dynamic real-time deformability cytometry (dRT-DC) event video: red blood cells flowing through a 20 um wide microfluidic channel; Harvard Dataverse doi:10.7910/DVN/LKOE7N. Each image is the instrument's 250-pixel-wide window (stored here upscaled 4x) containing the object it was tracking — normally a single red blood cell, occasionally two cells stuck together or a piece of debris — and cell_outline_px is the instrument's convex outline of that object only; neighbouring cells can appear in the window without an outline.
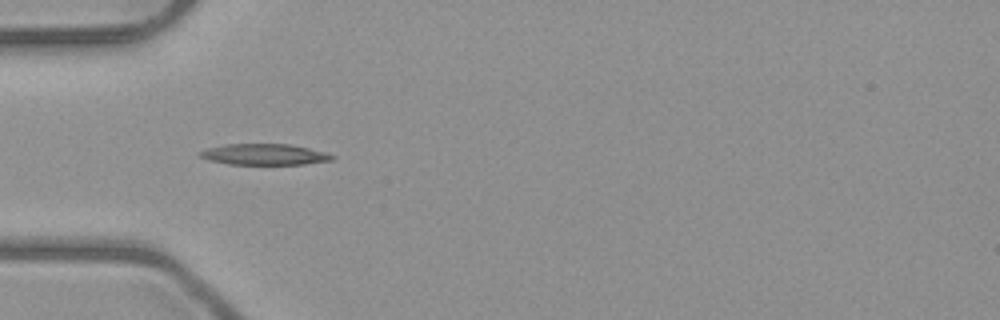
{"species": "common noctule bat (a hibernating species)", "species_latin": "Nyctalus noctula", "temperature_condition": "room temperature", "stored_images_in_passage": 3, "camera_frame_rate_fps": 3000, "um_per_image_px": 0.085, "animal": {"sex": "male", "body_mass_g": 23.1, "forearm_length_mm": 52.7}, "frame": {"image": 1, "passage_image": 1, "time_ms": 0.0, "image_size_px": [1000, 320], "cell_outline_px": [[336, 160], [304, 164], [228, 164], [208, 160], [200, 156], [200, 152], [208, 148], [228, 144], [292, 144], [324, 152], [336, 156]], "centroid_in_image_um": [22.53, 13.13], "position_along_channel_um": 62.5, "area_um2": 16.13}}
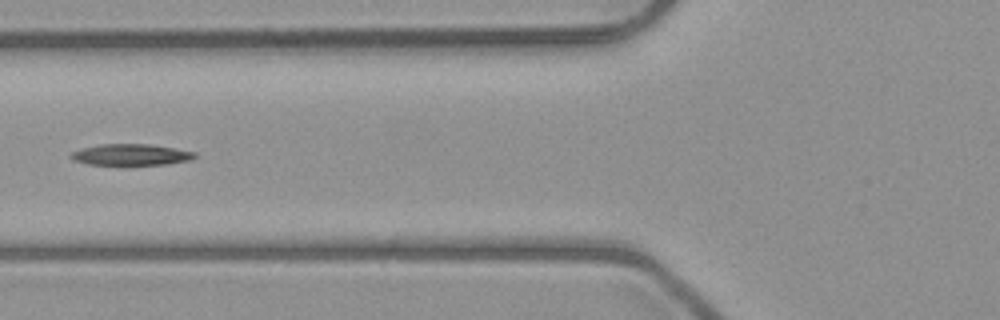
{"frame": {"image": 2, "passage_image": 2, "time_ms": 1.333, "image_size_px": [1000, 320], "cell_outline_px": [[196, 156], [192, 160], [164, 164], [120, 168], [88, 164], [72, 160], [68, 156], [72, 152], [80, 148], [100, 144], [148, 144], [196, 152]], "centroid_in_image_um": [11.05, 13.2], "position_along_channel_um": 114.8, "area_um2": 16.3}}
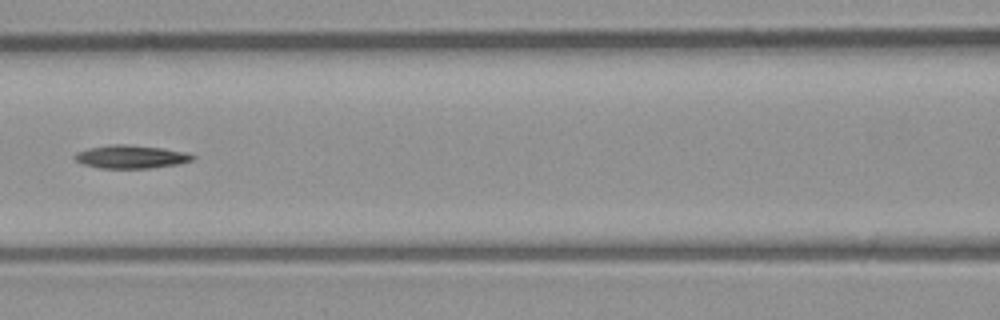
{"frame": {"image": 3, "passage_image": 3, "time_ms": 2.333, "image_size_px": [1000, 320], "cell_outline_px": [[196, 156], [192, 160], [180, 164], [148, 168], [100, 168], [84, 164], [76, 160], [72, 156], [76, 152], [88, 148], [112, 144], [124, 144], [160, 148], [184, 152]], "centroid_in_image_um": [11.1, 13.32], "position_along_channel_um": 155.5, "area_um2": 15.78}}